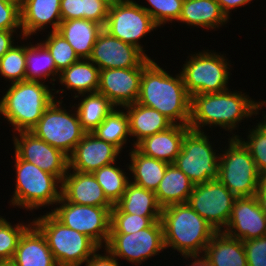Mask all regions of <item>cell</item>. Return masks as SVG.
<instances>
[{
  "label": "cell",
  "mask_w": 266,
  "mask_h": 266,
  "mask_svg": "<svg viewBox=\"0 0 266 266\" xmlns=\"http://www.w3.org/2000/svg\"><path fill=\"white\" fill-rule=\"evenodd\" d=\"M99 68L89 59H80L59 75V83L77 94L95 93L99 86Z\"/></svg>",
  "instance_id": "cell-31"
},
{
  "label": "cell",
  "mask_w": 266,
  "mask_h": 266,
  "mask_svg": "<svg viewBox=\"0 0 266 266\" xmlns=\"http://www.w3.org/2000/svg\"><path fill=\"white\" fill-rule=\"evenodd\" d=\"M109 5L101 0H83V19L105 26Z\"/></svg>",
  "instance_id": "cell-44"
},
{
  "label": "cell",
  "mask_w": 266,
  "mask_h": 266,
  "mask_svg": "<svg viewBox=\"0 0 266 266\" xmlns=\"http://www.w3.org/2000/svg\"><path fill=\"white\" fill-rule=\"evenodd\" d=\"M219 154V178L236 197L255 196L260 173L251 153L237 137Z\"/></svg>",
  "instance_id": "cell-7"
},
{
  "label": "cell",
  "mask_w": 266,
  "mask_h": 266,
  "mask_svg": "<svg viewBox=\"0 0 266 266\" xmlns=\"http://www.w3.org/2000/svg\"><path fill=\"white\" fill-rule=\"evenodd\" d=\"M62 21L83 19V0H61Z\"/></svg>",
  "instance_id": "cell-45"
},
{
  "label": "cell",
  "mask_w": 266,
  "mask_h": 266,
  "mask_svg": "<svg viewBox=\"0 0 266 266\" xmlns=\"http://www.w3.org/2000/svg\"><path fill=\"white\" fill-rule=\"evenodd\" d=\"M184 258H193L192 261L194 262L190 263L191 265L189 266H211L207 261L205 260L204 256L201 255V258H199V255H194V256H183Z\"/></svg>",
  "instance_id": "cell-50"
},
{
  "label": "cell",
  "mask_w": 266,
  "mask_h": 266,
  "mask_svg": "<svg viewBox=\"0 0 266 266\" xmlns=\"http://www.w3.org/2000/svg\"><path fill=\"white\" fill-rule=\"evenodd\" d=\"M121 151L111 143L86 132L69 158V170L93 173L103 166L115 163Z\"/></svg>",
  "instance_id": "cell-19"
},
{
  "label": "cell",
  "mask_w": 266,
  "mask_h": 266,
  "mask_svg": "<svg viewBox=\"0 0 266 266\" xmlns=\"http://www.w3.org/2000/svg\"><path fill=\"white\" fill-rule=\"evenodd\" d=\"M211 144L206 133L192 129L183 138L180 154L173 164L194 185L219 178V154L216 155Z\"/></svg>",
  "instance_id": "cell-10"
},
{
  "label": "cell",
  "mask_w": 266,
  "mask_h": 266,
  "mask_svg": "<svg viewBox=\"0 0 266 266\" xmlns=\"http://www.w3.org/2000/svg\"><path fill=\"white\" fill-rule=\"evenodd\" d=\"M190 129L188 125L174 124L165 131L144 138L135 148L145 156L174 163L180 154L183 138Z\"/></svg>",
  "instance_id": "cell-22"
},
{
  "label": "cell",
  "mask_w": 266,
  "mask_h": 266,
  "mask_svg": "<svg viewBox=\"0 0 266 266\" xmlns=\"http://www.w3.org/2000/svg\"><path fill=\"white\" fill-rule=\"evenodd\" d=\"M131 163L128 168L133 175V184L147 190L156 191L169 163L143 155L135 147L129 153Z\"/></svg>",
  "instance_id": "cell-30"
},
{
  "label": "cell",
  "mask_w": 266,
  "mask_h": 266,
  "mask_svg": "<svg viewBox=\"0 0 266 266\" xmlns=\"http://www.w3.org/2000/svg\"><path fill=\"white\" fill-rule=\"evenodd\" d=\"M151 6L142 8L153 18L154 22L161 27L166 22L179 19L184 0H146Z\"/></svg>",
  "instance_id": "cell-41"
},
{
  "label": "cell",
  "mask_w": 266,
  "mask_h": 266,
  "mask_svg": "<svg viewBox=\"0 0 266 266\" xmlns=\"http://www.w3.org/2000/svg\"><path fill=\"white\" fill-rule=\"evenodd\" d=\"M13 136L15 153L22 159L32 163L52 175L61 182L69 168V158L61 150L37 138L30 131H19Z\"/></svg>",
  "instance_id": "cell-15"
},
{
  "label": "cell",
  "mask_w": 266,
  "mask_h": 266,
  "mask_svg": "<svg viewBox=\"0 0 266 266\" xmlns=\"http://www.w3.org/2000/svg\"><path fill=\"white\" fill-rule=\"evenodd\" d=\"M148 58L139 48L111 36L104 29L99 33L90 57L99 70L135 68Z\"/></svg>",
  "instance_id": "cell-17"
},
{
  "label": "cell",
  "mask_w": 266,
  "mask_h": 266,
  "mask_svg": "<svg viewBox=\"0 0 266 266\" xmlns=\"http://www.w3.org/2000/svg\"><path fill=\"white\" fill-rule=\"evenodd\" d=\"M219 4L221 11L226 15L229 19L230 10H233L237 7H241L250 3L252 0H216Z\"/></svg>",
  "instance_id": "cell-49"
},
{
  "label": "cell",
  "mask_w": 266,
  "mask_h": 266,
  "mask_svg": "<svg viewBox=\"0 0 266 266\" xmlns=\"http://www.w3.org/2000/svg\"><path fill=\"white\" fill-rule=\"evenodd\" d=\"M161 221V216H139L128 213H111L110 233H136Z\"/></svg>",
  "instance_id": "cell-39"
},
{
  "label": "cell",
  "mask_w": 266,
  "mask_h": 266,
  "mask_svg": "<svg viewBox=\"0 0 266 266\" xmlns=\"http://www.w3.org/2000/svg\"><path fill=\"white\" fill-rule=\"evenodd\" d=\"M103 26L86 19L62 21L57 32L73 47L80 59H88Z\"/></svg>",
  "instance_id": "cell-26"
},
{
  "label": "cell",
  "mask_w": 266,
  "mask_h": 266,
  "mask_svg": "<svg viewBox=\"0 0 266 266\" xmlns=\"http://www.w3.org/2000/svg\"><path fill=\"white\" fill-rule=\"evenodd\" d=\"M248 266H266V235L243 241Z\"/></svg>",
  "instance_id": "cell-42"
},
{
  "label": "cell",
  "mask_w": 266,
  "mask_h": 266,
  "mask_svg": "<svg viewBox=\"0 0 266 266\" xmlns=\"http://www.w3.org/2000/svg\"><path fill=\"white\" fill-rule=\"evenodd\" d=\"M71 172V173H69ZM61 196L74 204L113 207L92 173L67 170L62 180Z\"/></svg>",
  "instance_id": "cell-20"
},
{
  "label": "cell",
  "mask_w": 266,
  "mask_h": 266,
  "mask_svg": "<svg viewBox=\"0 0 266 266\" xmlns=\"http://www.w3.org/2000/svg\"><path fill=\"white\" fill-rule=\"evenodd\" d=\"M13 33L16 31L0 30V59L15 44Z\"/></svg>",
  "instance_id": "cell-48"
},
{
  "label": "cell",
  "mask_w": 266,
  "mask_h": 266,
  "mask_svg": "<svg viewBox=\"0 0 266 266\" xmlns=\"http://www.w3.org/2000/svg\"><path fill=\"white\" fill-rule=\"evenodd\" d=\"M245 94L227 89L217 93L193 95L188 126L200 132H203L201 128L207 125L210 128L219 126L226 131L235 130L243 118L257 116L262 106H266V101L256 102Z\"/></svg>",
  "instance_id": "cell-2"
},
{
  "label": "cell",
  "mask_w": 266,
  "mask_h": 266,
  "mask_svg": "<svg viewBox=\"0 0 266 266\" xmlns=\"http://www.w3.org/2000/svg\"><path fill=\"white\" fill-rule=\"evenodd\" d=\"M228 20L216 0H184L178 22L203 29H215Z\"/></svg>",
  "instance_id": "cell-27"
},
{
  "label": "cell",
  "mask_w": 266,
  "mask_h": 266,
  "mask_svg": "<svg viewBox=\"0 0 266 266\" xmlns=\"http://www.w3.org/2000/svg\"><path fill=\"white\" fill-rule=\"evenodd\" d=\"M12 260L17 266H58L45 236L33 223L21 235Z\"/></svg>",
  "instance_id": "cell-23"
},
{
  "label": "cell",
  "mask_w": 266,
  "mask_h": 266,
  "mask_svg": "<svg viewBox=\"0 0 266 266\" xmlns=\"http://www.w3.org/2000/svg\"><path fill=\"white\" fill-rule=\"evenodd\" d=\"M255 197L260 209L266 214V172L260 174Z\"/></svg>",
  "instance_id": "cell-47"
},
{
  "label": "cell",
  "mask_w": 266,
  "mask_h": 266,
  "mask_svg": "<svg viewBox=\"0 0 266 266\" xmlns=\"http://www.w3.org/2000/svg\"><path fill=\"white\" fill-rule=\"evenodd\" d=\"M21 5L22 4H9L0 1V30H21Z\"/></svg>",
  "instance_id": "cell-43"
},
{
  "label": "cell",
  "mask_w": 266,
  "mask_h": 266,
  "mask_svg": "<svg viewBox=\"0 0 266 266\" xmlns=\"http://www.w3.org/2000/svg\"><path fill=\"white\" fill-rule=\"evenodd\" d=\"M236 198L219 180H211L194 185L187 203L216 232H220L224 231L229 221Z\"/></svg>",
  "instance_id": "cell-14"
},
{
  "label": "cell",
  "mask_w": 266,
  "mask_h": 266,
  "mask_svg": "<svg viewBox=\"0 0 266 266\" xmlns=\"http://www.w3.org/2000/svg\"><path fill=\"white\" fill-rule=\"evenodd\" d=\"M26 46V80L27 81H46L52 76L51 82L56 81L54 77L60 74L55 62L48 49L42 42ZM43 79V80H42Z\"/></svg>",
  "instance_id": "cell-33"
},
{
  "label": "cell",
  "mask_w": 266,
  "mask_h": 266,
  "mask_svg": "<svg viewBox=\"0 0 266 266\" xmlns=\"http://www.w3.org/2000/svg\"><path fill=\"white\" fill-rule=\"evenodd\" d=\"M193 187L194 184L190 179L175 164L169 163L155 194L159 205L164 208L173 204L187 203Z\"/></svg>",
  "instance_id": "cell-29"
},
{
  "label": "cell",
  "mask_w": 266,
  "mask_h": 266,
  "mask_svg": "<svg viewBox=\"0 0 266 266\" xmlns=\"http://www.w3.org/2000/svg\"><path fill=\"white\" fill-rule=\"evenodd\" d=\"M203 256L211 266H248L243 242L223 231L214 234Z\"/></svg>",
  "instance_id": "cell-25"
},
{
  "label": "cell",
  "mask_w": 266,
  "mask_h": 266,
  "mask_svg": "<svg viewBox=\"0 0 266 266\" xmlns=\"http://www.w3.org/2000/svg\"><path fill=\"white\" fill-rule=\"evenodd\" d=\"M32 224L18 223L14 227L5 218L0 216V260L12 259L18 241L24 231Z\"/></svg>",
  "instance_id": "cell-40"
},
{
  "label": "cell",
  "mask_w": 266,
  "mask_h": 266,
  "mask_svg": "<svg viewBox=\"0 0 266 266\" xmlns=\"http://www.w3.org/2000/svg\"><path fill=\"white\" fill-rule=\"evenodd\" d=\"M32 223L45 236L58 266H81L101 249L87 235L66 227L50 212L36 217Z\"/></svg>",
  "instance_id": "cell-5"
},
{
  "label": "cell",
  "mask_w": 266,
  "mask_h": 266,
  "mask_svg": "<svg viewBox=\"0 0 266 266\" xmlns=\"http://www.w3.org/2000/svg\"><path fill=\"white\" fill-rule=\"evenodd\" d=\"M51 209V214L66 227L72 228L91 238L100 248L109 239L111 209L113 207H98L67 202L62 196Z\"/></svg>",
  "instance_id": "cell-11"
},
{
  "label": "cell",
  "mask_w": 266,
  "mask_h": 266,
  "mask_svg": "<svg viewBox=\"0 0 266 266\" xmlns=\"http://www.w3.org/2000/svg\"><path fill=\"white\" fill-rule=\"evenodd\" d=\"M0 1L9 4H22V0H0Z\"/></svg>",
  "instance_id": "cell-52"
},
{
  "label": "cell",
  "mask_w": 266,
  "mask_h": 266,
  "mask_svg": "<svg viewBox=\"0 0 266 266\" xmlns=\"http://www.w3.org/2000/svg\"><path fill=\"white\" fill-rule=\"evenodd\" d=\"M60 3L61 0H22L20 9L22 39L26 40L48 25L52 26L51 31H57L62 22Z\"/></svg>",
  "instance_id": "cell-21"
},
{
  "label": "cell",
  "mask_w": 266,
  "mask_h": 266,
  "mask_svg": "<svg viewBox=\"0 0 266 266\" xmlns=\"http://www.w3.org/2000/svg\"><path fill=\"white\" fill-rule=\"evenodd\" d=\"M106 254H97L96 251L85 263L86 266H119L117 258L113 256L107 249Z\"/></svg>",
  "instance_id": "cell-46"
},
{
  "label": "cell",
  "mask_w": 266,
  "mask_h": 266,
  "mask_svg": "<svg viewBox=\"0 0 266 266\" xmlns=\"http://www.w3.org/2000/svg\"><path fill=\"white\" fill-rule=\"evenodd\" d=\"M191 54L180 72L188 94L217 93L227 90L230 78L228 59L214 50Z\"/></svg>",
  "instance_id": "cell-8"
},
{
  "label": "cell",
  "mask_w": 266,
  "mask_h": 266,
  "mask_svg": "<svg viewBox=\"0 0 266 266\" xmlns=\"http://www.w3.org/2000/svg\"><path fill=\"white\" fill-rule=\"evenodd\" d=\"M150 60L148 57L135 68L100 70L97 92L104 95L116 108L137 102L143 68Z\"/></svg>",
  "instance_id": "cell-16"
},
{
  "label": "cell",
  "mask_w": 266,
  "mask_h": 266,
  "mask_svg": "<svg viewBox=\"0 0 266 266\" xmlns=\"http://www.w3.org/2000/svg\"><path fill=\"white\" fill-rule=\"evenodd\" d=\"M54 59L59 73L80 60L73 47L57 31H50L42 43Z\"/></svg>",
  "instance_id": "cell-37"
},
{
  "label": "cell",
  "mask_w": 266,
  "mask_h": 266,
  "mask_svg": "<svg viewBox=\"0 0 266 266\" xmlns=\"http://www.w3.org/2000/svg\"><path fill=\"white\" fill-rule=\"evenodd\" d=\"M15 169L16 184L10 205L32 211L56 204L60 200L62 182L55 175L22 160L16 153Z\"/></svg>",
  "instance_id": "cell-6"
},
{
  "label": "cell",
  "mask_w": 266,
  "mask_h": 266,
  "mask_svg": "<svg viewBox=\"0 0 266 266\" xmlns=\"http://www.w3.org/2000/svg\"><path fill=\"white\" fill-rule=\"evenodd\" d=\"M223 232L242 242L266 235V214L255 196L236 198Z\"/></svg>",
  "instance_id": "cell-18"
},
{
  "label": "cell",
  "mask_w": 266,
  "mask_h": 266,
  "mask_svg": "<svg viewBox=\"0 0 266 266\" xmlns=\"http://www.w3.org/2000/svg\"><path fill=\"white\" fill-rule=\"evenodd\" d=\"M129 118V134L136 137L135 147L144 138L169 129L174 123L159 111L137 102L123 107Z\"/></svg>",
  "instance_id": "cell-24"
},
{
  "label": "cell",
  "mask_w": 266,
  "mask_h": 266,
  "mask_svg": "<svg viewBox=\"0 0 266 266\" xmlns=\"http://www.w3.org/2000/svg\"><path fill=\"white\" fill-rule=\"evenodd\" d=\"M137 103L159 111L174 124L189 125L191 96L181 74L173 77L152 59L143 68Z\"/></svg>",
  "instance_id": "cell-1"
},
{
  "label": "cell",
  "mask_w": 266,
  "mask_h": 266,
  "mask_svg": "<svg viewBox=\"0 0 266 266\" xmlns=\"http://www.w3.org/2000/svg\"><path fill=\"white\" fill-rule=\"evenodd\" d=\"M92 133L121 151L130 136L127 113L115 107Z\"/></svg>",
  "instance_id": "cell-34"
},
{
  "label": "cell",
  "mask_w": 266,
  "mask_h": 266,
  "mask_svg": "<svg viewBox=\"0 0 266 266\" xmlns=\"http://www.w3.org/2000/svg\"><path fill=\"white\" fill-rule=\"evenodd\" d=\"M79 96H84L75 108L79 115L81 126L86 132H92L105 120L115 106L98 92L88 93L87 95L76 94L74 98Z\"/></svg>",
  "instance_id": "cell-32"
},
{
  "label": "cell",
  "mask_w": 266,
  "mask_h": 266,
  "mask_svg": "<svg viewBox=\"0 0 266 266\" xmlns=\"http://www.w3.org/2000/svg\"><path fill=\"white\" fill-rule=\"evenodd\" d=\"M61 105V100H53L30 132L69 157L86 131L77 110L70 114Z\"/></svg>",
  "instance_id": "cell-9"
},
{
  "label": "cell",
  "mask_w": 266,
  "mask_h": 266,
  "mask_svg": "<svg viewBox=\"0 0 266 266\" xmlns=\"http://www.w3.org/2000/svg\"><path fill=\"white\" fill-rule=\"evenodd\" d=\"M53 90L41 81L11 83L0 100V114L14 127V131H30L56 98Z\"/></svg>",
  "instance_id": "cell-4"
},
{
  "label": "cell",
  "mask_w": 266,
  "mask_h": 266,
  "mask_svg": "<svg viewBox=\"0 0 266 266\" xmlns=\"http://www.w3.org/2000/svg\"><path fill=\"white\" fill-rule=\"evenodd\" d=\"M114 164L103 166L92 173L100 184L104 195L113 205L122 198L126 186L130 182L126 172Z\"/></svg>",
  "instance_id": "cell-35"
},
{
  "label": "cell",
  "mask_w": 266,
  "mask_h": 266,
  "mask_svg": "<svg viewBox=\"0 0 266 266\" xmlns=\"http://www.w3.org/2000/svg\"><path fill=\"white\" fill-rule=\"evenodd\" d=\"M101 1H104L106 2L109 6L113 5L114 3H116L117 1L119 0H101Z\"/></svg>",
  "instance_id": "cell-53"
},
{
  "label": "cell",
  "mask_w": 266,
  "mask_h": 266,
  "mask_svg": "<svg viewBox=\"0 0 266 266\" xmlns=\"http://www.w3.org/2000/svg\"><path fill=\"white\" fill-rule=\"evenodd\" d=\"M159 27L142 5L133 0H119L109 6L103 29L111 36L139 48L144 54L139 40Z\"/></svg>",
  "instance_id": "cell-12"
},
{
  "label": "cell",
  "mask_w": 266,
  "mask_h": 266,
  "mask_svg": "<svg viewBox=\"0 0 266 266\" xmlns=\"http://www.w3.org/2000/svg\"><path fill=\"white\" fill-rule=\"evenodd\" d=\"M104 248L117 259L124 258L132 264L141 265L142 261L165 250L162 223L155 221L136 233H110Z\"/></svg>",
  "instance_id": "cell-13"
},
{
  "label": "cell",
  "mask_w": 266,
  "mask_h": 266,
  "mask_svg": "<svg viewBox=\"0 0 266 266\" xmlns=\"http://www.w3.org/2000/svg\"><path fill=\"white\" fill-rule=\"evenodd\" d=\"M161 223L165 249L172 247V250H177L182 256L203 255L207 244L216 233L188 203L162 208Z\"/></svg>",
  "instance_id": "cell-3"
},
{
  "label": "cell",
  "mask_w": 266,
  "mask_h": 266,
  "mask_svg": "<svg viewBox=\"0 0 266 266\" xmlns=\"http://www.w3.org/2000/svg\"><path fill=\"white\" fill-rule=\"evenodd\" d=\"M111 213L161 216L162 207L159 205L154 191L137 186L130 181L122 198L111 209Z\"/></svg>",
  "instance_id": "cell-28"
},
{
  "label": "cell",
  "mask_w": 266,
  "mask_h": 266,
  "mask_svg": "<svg viewBox=\"0 0 266 266\" xmlns=\"http://www.w3.org/2000/svg\"><path fill=\"white\" fill-rule=\"evenodd\" d=\"M263 123L266 125V115L264 116V121Z\"/></svg>",
  "instance_id": "cell-54"
},
{
  "label": "cell",
  "mask_w": 266,
  "mask_h": 266,
  "mask_svg": "<svg viewBox=\"0 0 266 266\" xmlns=\"http://www.w3.org/2000/svg\"><path fill=\"white\" fill-rule=\"evenodd\" d=\"M0 266H17L12 259L0 260Z\"/></svg>",
  "instance_id": "cell-51"
},
{
  "label": "cell",
  "mask_w": 266,
  "mask_h": 266,
  "mask_svg": "<svg viewBox=\"0 0 266 266\" xmlns=\"http://www.w3.org/2000/svg\"><path fill=\"white\" fill-rule=\"evenodd\" d=\"M22 45H13L0 59V74L11 83L26 81V45Z\"/></svg>",
  "instance_id": "cell-36"
},
{
  "label": "cell",
  "mask_w": 266,
  "mask_h": 266,
  "mask_svg": "<svg viewBox=\"0 0 266 266\" xmlns=\"http://www.w3.org/2000/svg\"><path fill=\"white\" fill-rule=\"evenodd\" d=\"M258 123L255 129L249 130L247 141L235 134L232 137H237L249 150L261 174L266 172V125L262 121Z\"/></svg>",
  "instance_id": "cell-38"
}]
</instances>
